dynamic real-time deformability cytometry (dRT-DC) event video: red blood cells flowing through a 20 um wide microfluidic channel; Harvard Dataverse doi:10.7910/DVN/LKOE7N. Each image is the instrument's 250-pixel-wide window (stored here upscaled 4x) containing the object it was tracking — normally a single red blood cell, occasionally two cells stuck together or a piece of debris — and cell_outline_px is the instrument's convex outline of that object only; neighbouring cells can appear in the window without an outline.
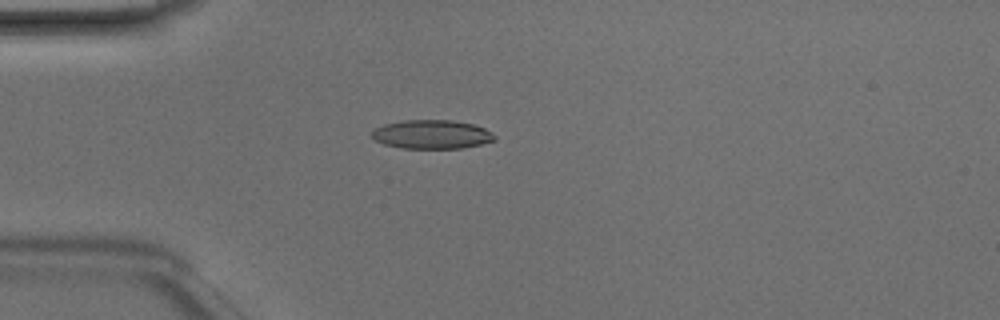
{"species": "Egyptian fruit bat (a non-hibernating species)", "species_latin": "Rousettus aegyptiacus", "temperature_condition": "room temperature", "stored_images_in_passage": 42, "camera_frame_rate_fps": 3000, "um_per_image_px": 0.085, "animal": {"sex": "male"}, "frame": {"image": 1, "passage_image": 7, "time_ms": 2.0, "image_size_px": [1000, 320], "cell_outline_px": [[496, 140], [480, 144], [460, 148], [400, 148], [384, 144], [376, 140], [372, 136], [372, 132], [376, 128], [384, 124], [404, 120], [452, 120], [472, 124], [484, 128], [492, 132], [496, 136]], "centroid_in_image_um": [36.72, 11.42], "position_along_channel_um": 48.3, "area_um2": 20.52}}
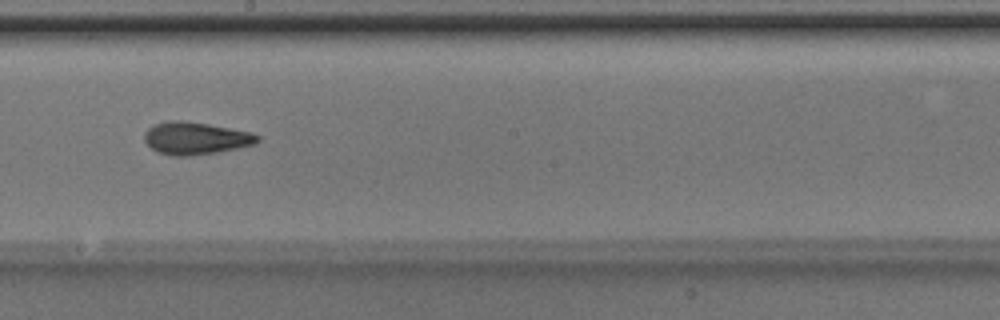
{"frame": {"image": 2, "passage_image": 21, "time_ms": 6.667, "image_size_px": [1000, 320], "cell_outline_px": [[260, 140], [256, 144], [216, 152], [192, 156], [172, 156], [156, 152], [144, 140], [144, 132], [152, 124], [168, 120], [184, 120], [208, 124], [252, 132], [260, 136]], "centroid_in_image_um": [16.61, 11.74], "position_along_channel_um": 231.6, "area_um2": 21.62}}
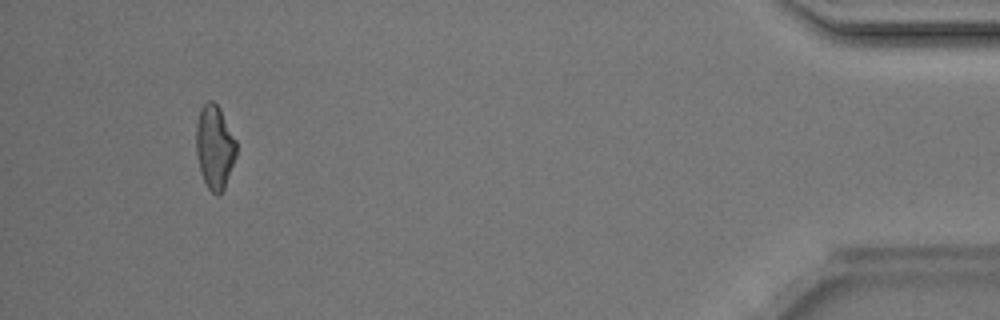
{"frame": {"image": 3, "passage_image": 39, "time_ms": 12.667, "image_size_px": [1000, 320], "cell_outline_px": [[236, 156], [224, 188], [220, 196], [216, 196], [208, 188], [200, 172], [196, 152], [196, 124], [200, 108], [208, 100], [212, 100], [220, 108], [236, 140]], "centroid_in_image_um": [18.24, 12.5], "position_along_channel_um": 417.0, "area_um2": 19.71}, "authors_computed_cell_mechanics": {"area_um2": 20.3167, "velocity_mm_per_s": 4.2467, "shape_relaxation_time_tau1_ms": 2.7676, "shape_relaxation_time_tau2_ms": 2.6953, "deformation_change_tau1": 0.1431, "deformation_change_tau2": 0.1141}}